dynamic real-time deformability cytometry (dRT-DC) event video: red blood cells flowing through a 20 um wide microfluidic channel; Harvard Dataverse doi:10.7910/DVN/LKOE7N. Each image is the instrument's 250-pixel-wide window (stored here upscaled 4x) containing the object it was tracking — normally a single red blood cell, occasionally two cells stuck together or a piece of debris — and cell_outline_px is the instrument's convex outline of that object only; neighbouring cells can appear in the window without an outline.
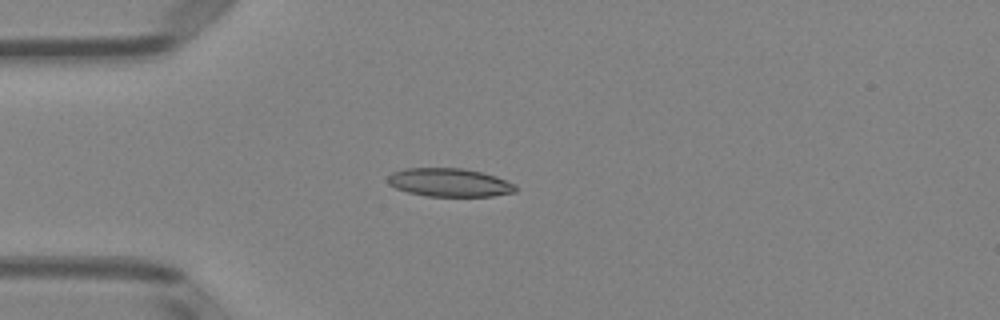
{"species": "Egyptian fruit bat (a non-hibernating species)", "species_latin": "Rousettus aegyptiacus", "temperature_condition": "room temperature", "stored_images_in_passage": 49, "camera_frame_rate_fps": 3000, "um_per_image_px": 0.085, "animal": {"sex": "female"}, "frame": {"image": 1, "passage_image": 13, "time_ms": 4.0, "image_size_px": [1000, 320], "cell_outline_px": [[516, 192], [492, 196], [424, 196], [408, 192], [396, 188], [388, 184], [388, 176], [392, 172], [404, 168], [464, 168], [496, 176], [516, 184]], "centroid_in_image_um": [38.2, 15.51], "position_along_channel_um": 46.8, "area_um2": 21.21}}
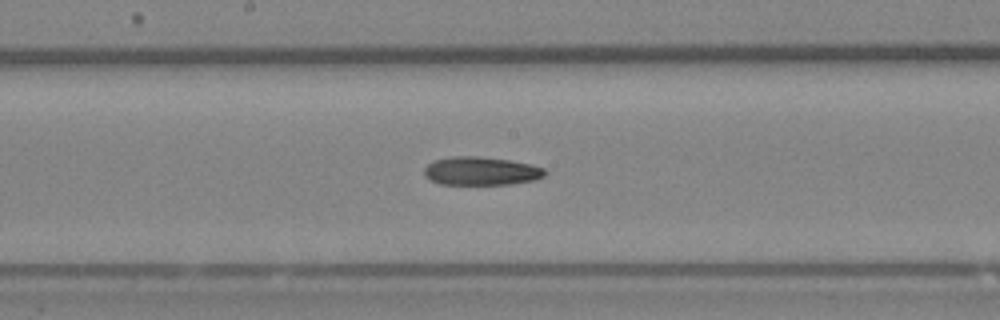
{"frame": {"image": 2, "passage_image": 26, "time_ms": 8.333, "image_size_px": [1000, 320], "cell_outline_px": [[548, 172], [544, 176], [532, 180], [508, 184], [440, 184], [424, 176], [424, 168], [432, 160], [452, 156], [480, 156], [508, 160], [532, 164], [544, 168]], "centroid_in_image_um": [40.87, 14.52], "position_along_channel_um": 207.3, "area_um2": 20.0}}
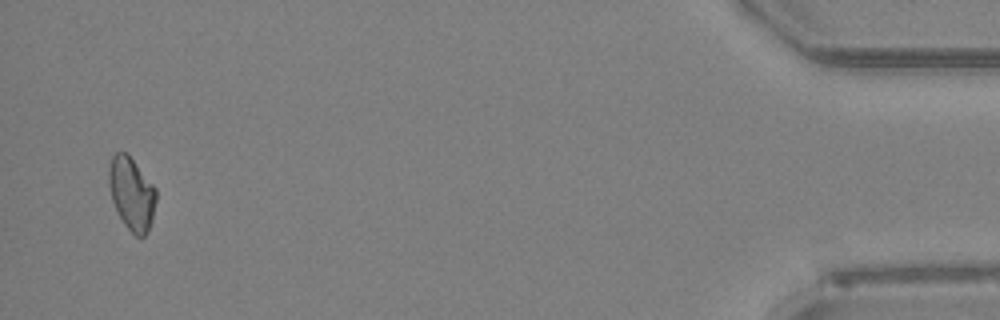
{"frame": {"image": 3, "passage_image": 48, "time_ms": 15.667, "image_size_px": [1000, 320], "cell_outline_px": [[156, 200], [152, 220], [148, 232], [144, 236], [136, 236], [124, 224], [112, 200], [108, 184], [108, 168], [112, 156], [116, 152], [128, 152], [156, 188]], "centroid_in_image_um": [11.19, 16.42], "position_along_channel_um": 424.0, "area_um2": 20.17}, "authors_computed_cell_mechanics": {"area_um2": 20.4034, "velocity_mm_per_s": 4.0848, "shape_relaxation_time_tau1_ms": 3.3146, "shape_relaxation_time_tau2_ms": 6.0459, "deformation_change_tau1": 0.1165, "deformation_change_tau2": 0.1417}}